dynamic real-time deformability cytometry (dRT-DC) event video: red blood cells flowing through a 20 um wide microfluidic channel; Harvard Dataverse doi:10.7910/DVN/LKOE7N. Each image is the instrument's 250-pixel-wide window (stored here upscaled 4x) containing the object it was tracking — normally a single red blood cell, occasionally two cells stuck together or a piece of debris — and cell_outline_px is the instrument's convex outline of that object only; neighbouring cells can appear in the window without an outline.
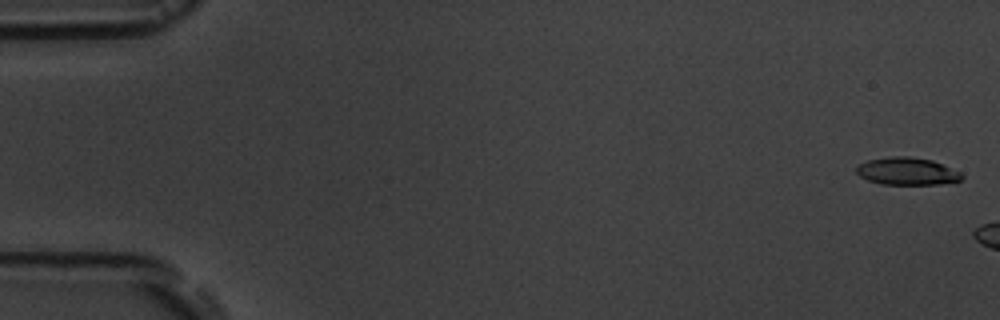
{"species": "common noctule bat (a hibernating species)", "species_latin": "Nyctalus noctula", "temperature_condition": "room temperature", "stored_images_in_passage": 3, "camera_frame_rate_fps": 3000, "um_per_image_px": 0.085, "animal": {"sex": "male", "body_mass_g": 19.5, "forearm_length_mm": 54.6}, "frame": {"image": 1, "passage_image": 1, "time_ms": 0.0, "image_size_px": [1000, 320], "cell_outline_px": [[964, 176], [960, 180], [940, 184], [880, 184], [868, 180], [860, 176], [856, 172], [856, 168], [860, 164], [868, 160], [888, 156], [912, 156], [932, 160], [960, 172]], "centroid_in_image_um": [77.08, 14.55], "position_along_channel_um": 7.9, "area_um2": 16.82}}